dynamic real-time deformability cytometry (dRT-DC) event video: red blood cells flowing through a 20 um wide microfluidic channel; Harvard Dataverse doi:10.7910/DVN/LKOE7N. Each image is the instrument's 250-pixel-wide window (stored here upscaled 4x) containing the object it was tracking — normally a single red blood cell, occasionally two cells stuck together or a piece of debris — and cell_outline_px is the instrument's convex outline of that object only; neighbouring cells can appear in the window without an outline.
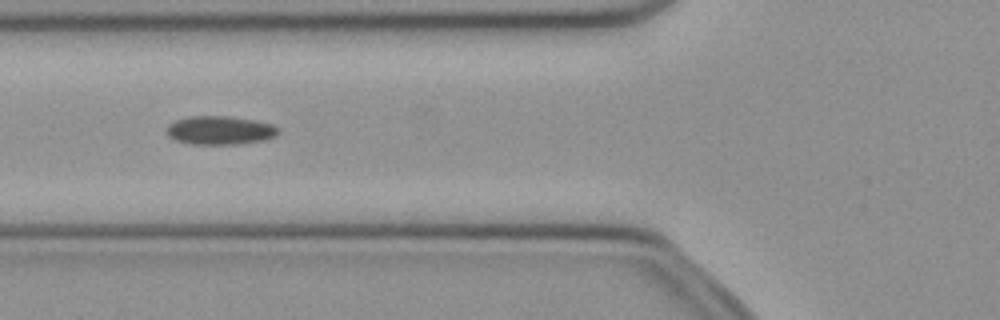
{"species": "common noctule bat (a hibernating species)", "species_latin": "Nyctalus noctula", "temperature_condition": "cold", "stored_images_in_passage": 50, "camera_frame_rate_fps": 3000, "um_per_image_px": 0.085, "animal": {"sex": "female", "body_mass_g": 21.9}, "frame": {"image": 1, "passage_image": 18, "time_ms": 5.667, "image_size_px": [1000, 320], "cell_outline_px": [[280, 132], [276, 136], [264, 140], [240, 144], [192, 144], [176, 140], [168, 136], [168, 124], [176, 120], [188, 116], [228, 116], [252, 120], [272, 124], [280, 128]], "centroid_in_image_um": [18.73, 11.08], "position_along_channel_um": 107.1, "area_um2": 18.61}}
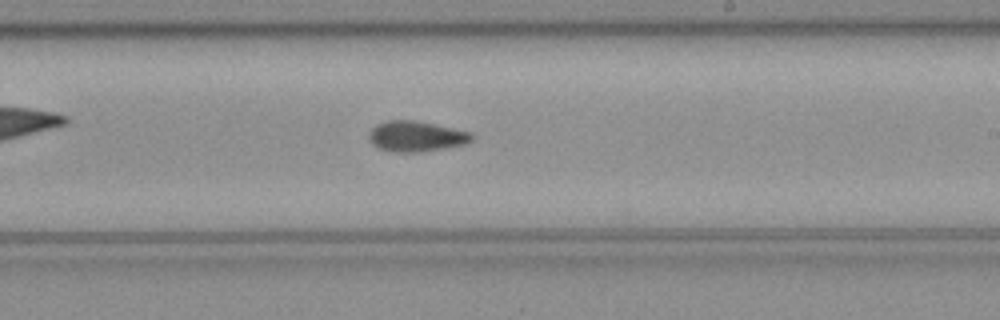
{"frame": {"image": 2, "passage_image": 29, "time_ms": 9.333, "image_size_px": [1000, 320], "cell_outline_px": [[476, 136], [472, 140], [464, 144], [444, 148], [420, 152], [392, 152], [376, 148], [368, 140], [368, 132], [376, 124], [388, 120], [416, 120], [472, 132]], "centroid_in_image_um": [35.34, 11.59], "position_along_channel_um": 253.7, "area_um2": 18.61}}
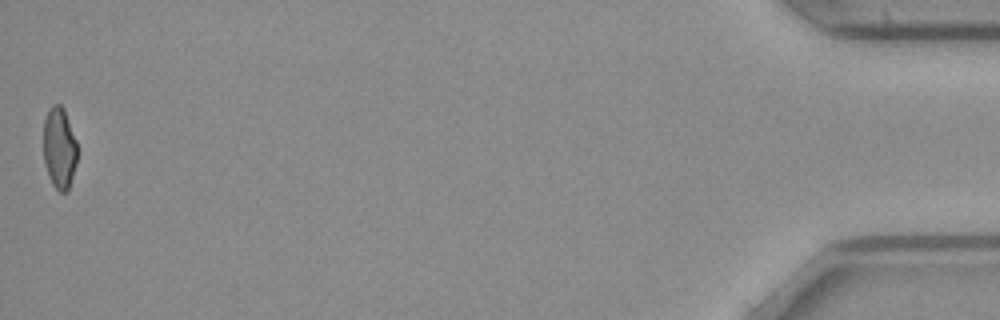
{"frame": {"image": 3, "passage_image": 50, "time_ms": 16.333, "image_size_px": [1000, 320], "cell_outline_px": [[76, 164], [68, 192], [60, 192], [52, 184], [44, 164], [44, 120], [52, 104], [60, 104], [64, 108], [76, 140]], "centroid_in_image_um": [5.04, 12.59], "position_along_channel_um": 430.2, "area_um2": 16.01}, "authors_computed_cell_mechanics": {"area_um2": 17.918, "velocity_mm_per_s": 3.9764, "shape_relaxation_time_tau1_ms": null, "shape_relaxation_time_tau2_ms": 10.83, "deformation_change_tau1": null, "deformation_change_tau2": 0.1797}}